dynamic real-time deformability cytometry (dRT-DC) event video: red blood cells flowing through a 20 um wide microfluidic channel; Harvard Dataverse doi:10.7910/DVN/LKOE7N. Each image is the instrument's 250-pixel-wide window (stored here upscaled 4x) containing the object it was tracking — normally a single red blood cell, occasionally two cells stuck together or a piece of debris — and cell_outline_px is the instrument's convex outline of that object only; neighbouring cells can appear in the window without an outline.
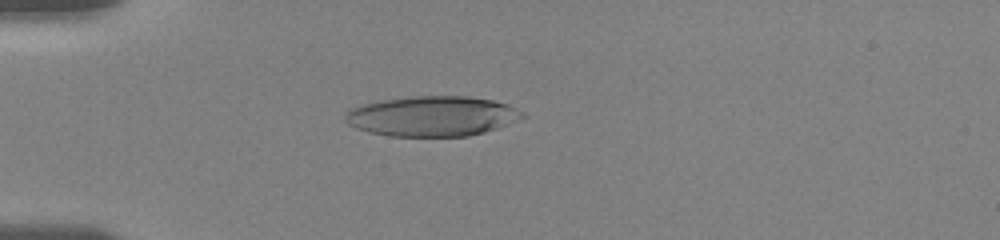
{"species": "human", "species_latin": "Homo sapiens", "temperature_condition": "room temperature", "stored_images_in_passage": 17, "camera_frame_rate_fps": 3000, "um_per_image_px": 0.085, "donor": {"sex": "female"}, "frame": {"image": 1, "passage_image": 10, "time_ms": 4.667, "image_size_px": [1000, 240], "cell_outline_px": [[528, 116], [520, 120], [484, 132], [468, 136], [392, 136], [368, 132], [356, 128], [348, 124], [344, 120], [344, 112], [348, 108], [380, 100], [412, 96], [468, 96], [492, 100], [508, 104], [524, 112]], "centroid_in_image_um": [36.73, 9.87], "position_along_channel_um": 48.3, "area_um2": 41.79}}
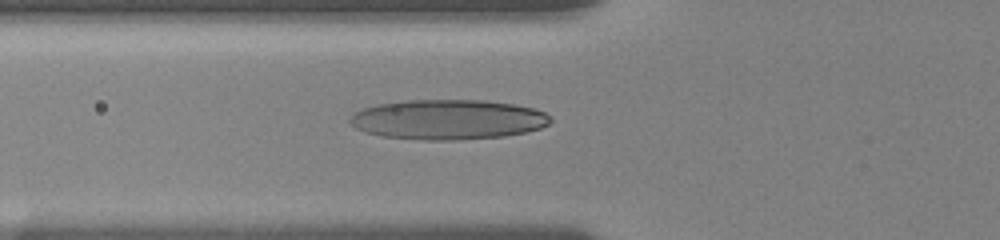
{"frame": {"image": 2, "passage_image": 14, "time_ms": 6.333, "image_size_px": [1000, 240], "cell_outline_px": [[552, 120], [548, 124], [540, 128], [524, 132], [504, 136], [460, 140], [424, 140], [380, 136], [364, 132], [356, 128], [348, 120], [356, 112], [364, 108], [376, 104], [408, 100], [484, 100], [516, 104], [532, 108], [544, 112]], "centroid_in_image_um": [38.06, 10.16], "position_along_channel_um": 87.7, "area_um2": 46.7}}
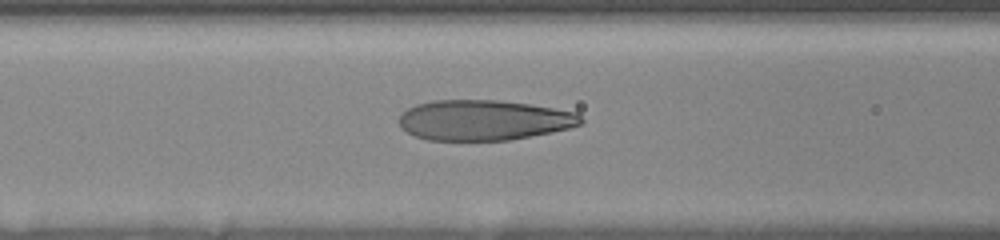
{"frame": {"image": 3, "passage_image": 16, "time_ms": 7.333, "image_size_px": [1000, 240], "cell_outline_px": [[584, 120], [580, 124], [568, 128], [552, 132], [508, 140], [428, 140], [416, 136], [400, 128], [400, 112], [416, 104], [432, 100], [496, 100], [528, 104], [576, 112]], "centroid_in_image_um": [41.09, 10.21], "position_along_channel_um": 125.5, "area_um2": 42.6}}